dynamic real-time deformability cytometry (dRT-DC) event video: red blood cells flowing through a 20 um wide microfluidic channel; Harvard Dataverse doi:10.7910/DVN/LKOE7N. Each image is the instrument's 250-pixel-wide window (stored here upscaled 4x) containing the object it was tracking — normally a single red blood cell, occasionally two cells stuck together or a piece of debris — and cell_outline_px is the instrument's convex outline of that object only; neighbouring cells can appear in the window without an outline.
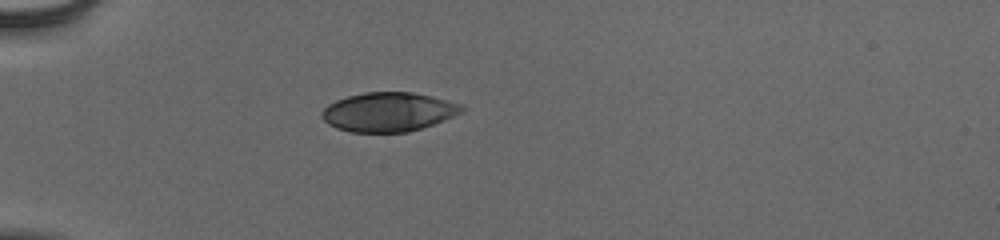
{"species": "human", "species_latin": "Homo sapiens", "temperature_condition": "cold", "stored_images_in_passage": 38, "camera_frame_rate_fps": 3000, "um_per_image_px": 0.085, "donor": {"sex": "male"}, "frame": {"image": 1, "passage_image": 1, "time_ms": 0.0, "image_size_px": [1000, 240], "cell_outline_px": [[464, 112], [444, 120], [408, 132], [352, 132], [336, 128], [328, 124], [320, 116], [320, 112], [328, 104], [336, 100], [348, 96], [364, 92], [412, 92], [432, 96], [464, 104]], "centroid_in_image_um": [33.02, 9.51], "position_along_channel_um": 52.0, "area_um2": 32.08}}
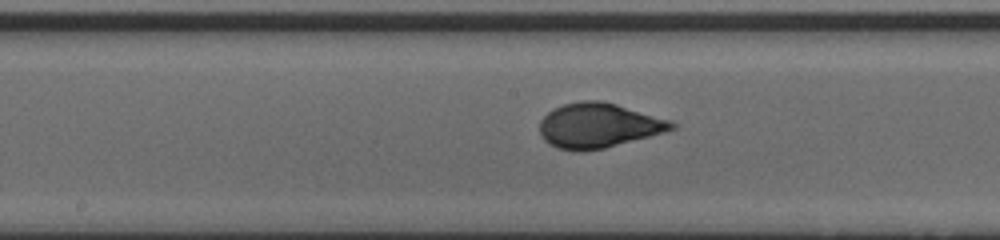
{"frame": {"image": 2, "passage_image": 14, "time_ms": 4.333, "image_size_px": [1000, 240], "cell_outline_px": [[676, 128], [664, 132], [604, 148], [580, 152], [576, 152], [556, 148], [548, 144], [544, 140], [540, 132], [540, 120], [552, 108], [564, 104], [584, 100], [600, 100], [616, 104], [672, 120], [676, 124]], "centroid_in_image_um": [50.85, 10.67], "position_along_channel_um": 197.4, "area_um2": 34.51}}
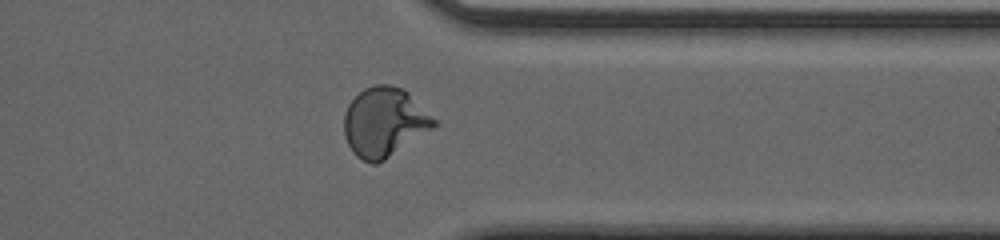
{"frame": {"image": 3, "passage_image": 28, "time_ms": 9.0, "image_size_px": [1000, 240], "cell_outline_px": [[440, 124], [384, 160], [376, 164], [372, 164], [356, 156], [352, 152], [344, 136], [344, 112], [348, 104], [364, 88], [376, 84], [388, 84], [404, 88]], "centroid_in_image_um": [32.66, 10.38], "position_along_channel_um": 378.7, "area_um2": 36.36}, "authors_computed_cell_mechanics": {"area_um2": 34.3621, "velocity_mm_per_s": 3.8979, "shape_relaxation_time_tau1_ms": 4.4744, "shape_relaxation_time_tau2_ms": null, "deformation_change_tau1": 0.2142, "deformation_change_tau2": null}}